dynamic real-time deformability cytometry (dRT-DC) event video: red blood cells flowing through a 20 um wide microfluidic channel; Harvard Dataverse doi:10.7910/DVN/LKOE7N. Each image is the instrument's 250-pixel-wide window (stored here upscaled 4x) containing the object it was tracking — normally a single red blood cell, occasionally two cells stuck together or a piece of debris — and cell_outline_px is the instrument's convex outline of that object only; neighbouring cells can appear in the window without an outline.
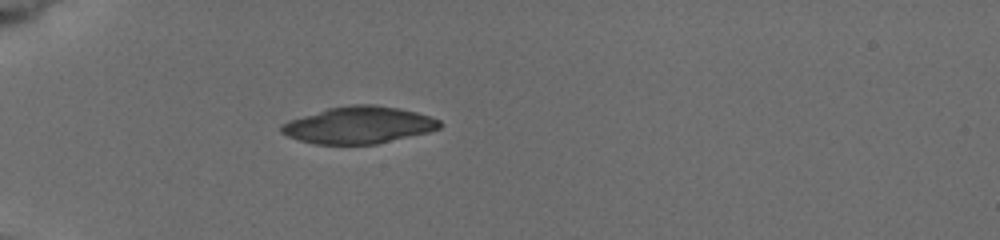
{"species": "common noctule bat (a hibernating species)", "species_latin": "Nyctalus noctula", "temperature_condition": "cold", "stored_images_in_passage": 9, "camera_frame_rate_fps": 3000, "um_per_image_px": 0.085, "animal": {"sex": "female", "body_mass_g": 19.5, "forearm_length_mm": 54.1}, "frame": {"image": 1, "passage_image": 6, "time_ms": 4.333, "image_size_px": [1000, 240], "cell_outline_px": [[444, 124], [440, 128], [428, 132], [376, 144], [316, 144], [300, 140], [288, 136], [280, 132], [280, 128], [288, 120], [328, 108], [352, 104], [376, 104], [400, 108], [416, 112], [440, 120]], "centroid_in_image_um": [30.51, 10.62], "position_along_channel_um": 54.5, "area_um2": 34.04}}